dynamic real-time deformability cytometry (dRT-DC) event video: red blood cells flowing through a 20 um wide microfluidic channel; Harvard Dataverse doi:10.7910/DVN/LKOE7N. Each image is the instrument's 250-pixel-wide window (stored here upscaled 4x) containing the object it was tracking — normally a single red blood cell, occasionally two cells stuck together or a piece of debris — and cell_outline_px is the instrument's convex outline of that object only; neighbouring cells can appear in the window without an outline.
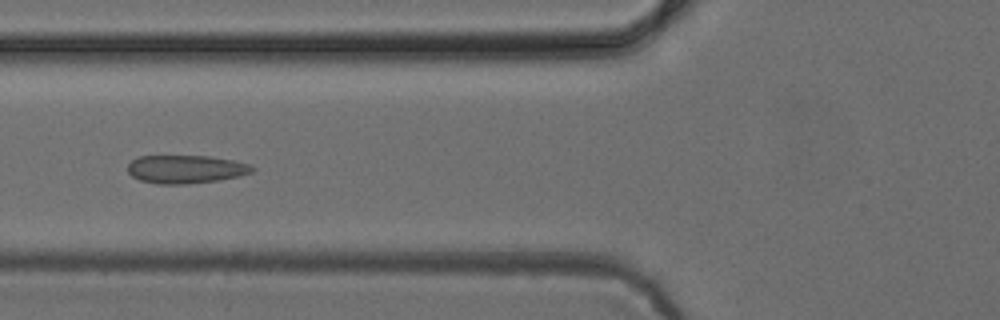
{"species": "common noctule bat (a hibernating species)", "species_latin": "Nyctalus noctula", "temperature_condition": "cold", "stored_images_in_passage": 4, "camera_frame_rate_fps": 3000, "um_per_image_px": 0.085, "animal": {"sex": "female", "body_mass_g": 24.6, "forearm_length_mm": 56.2}, "frame": {"image": 1, "passage_image": 4, "time_ms": 4.333, "image_size_px": [1000, 320], "cell_outline_px": [[256, 168], [252, 172], [240, 176], [216, 180], [184, 184], [156, 184], [140, 180], [132, 176], [128, 172], [128, 164], [132, 160], [140, 156], [208, 156], [232, 160], [252, 164]], "centroid_in_image_um": [15.8, 14.38], "position_along_channel_um": 110.0, "area_um2": 20.46}}